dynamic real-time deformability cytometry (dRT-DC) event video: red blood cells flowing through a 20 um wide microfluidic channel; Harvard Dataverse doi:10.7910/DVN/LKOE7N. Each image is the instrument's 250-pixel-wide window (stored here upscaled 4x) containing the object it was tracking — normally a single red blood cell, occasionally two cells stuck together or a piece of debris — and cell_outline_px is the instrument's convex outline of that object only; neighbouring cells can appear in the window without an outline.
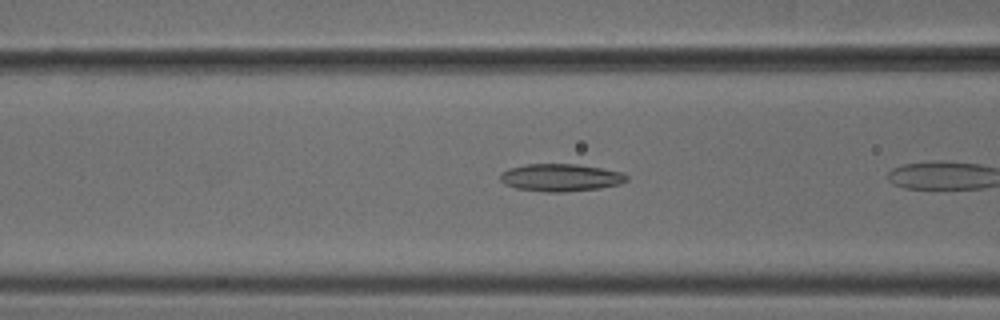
{"species": "common noctule bat (a hibernating species)", "species_latin": "Nyctalus noctula", "temperature_condition": "cold", "stored_images_in_passage": 6, "camera_frame_rate_fps": 3000, "um_per_image_px": 0.085, "animal": {"sex": "male", "body_mass_g": 18.8}, "frame": {"image": 1, "passage_image": 5, "time_ms": 1.333, "image_size_px": [1000, 320], "cell_outline_px": [[628, 180], [620, 184], [600, 188], [564, 192], [544, 192], [516, 188], [504, 184], [500, 180], [500, 172], [508, 168], [528, 164], [576, 164], [624, 172], [628, 176]], "centroid_in_image_um": [47.65, 15.09], "position_along_channel_um": 119.0, "area_um2": 20.4}}